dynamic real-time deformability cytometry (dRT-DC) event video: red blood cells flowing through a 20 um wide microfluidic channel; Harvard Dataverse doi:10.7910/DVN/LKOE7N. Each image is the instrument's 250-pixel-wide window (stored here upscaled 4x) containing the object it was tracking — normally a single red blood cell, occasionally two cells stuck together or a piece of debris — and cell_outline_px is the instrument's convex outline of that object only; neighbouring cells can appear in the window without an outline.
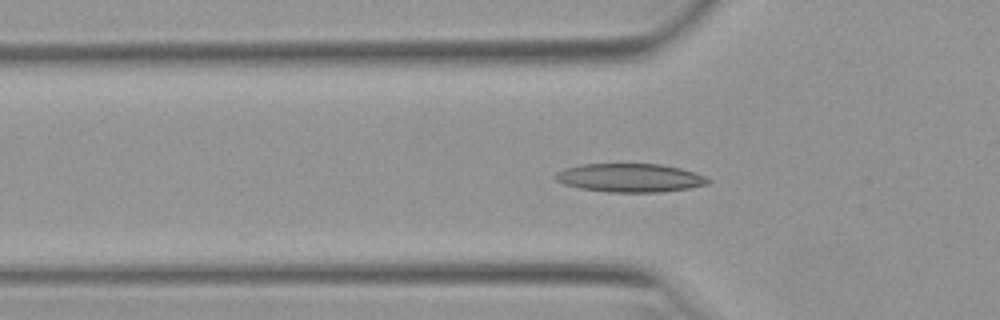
{"species": "Egyptian fruit bat (a non-hibernating species)", "species_latin": "Rousettus aegyptiacus", "temperature_condition": "warm", "stored_images_in_passage": 40, "segment_of_instrument_passage": [1, 2], "camera_frame_rate_fps": 3000, "um_per_image_px": 0.085, "animal": {"sex": "female"}, "frame": {"image": 1, "passage_image": 4, "time_ms": 1.0, "image_size_px": [1000, 320], "cell_outline_px": [[712, 180], [708, 184], [688, 188], [660, 192], [608, 192], [580, 188], [564, 184], [556, 180], [556, 172], [564, 168], [580, 164], [660, 164], [680, 168], [704, 176]], "centroid_in_image_um": [53.53, 15.11], "position_along_channel_um": 72.3, "area_um2": 25.26}}
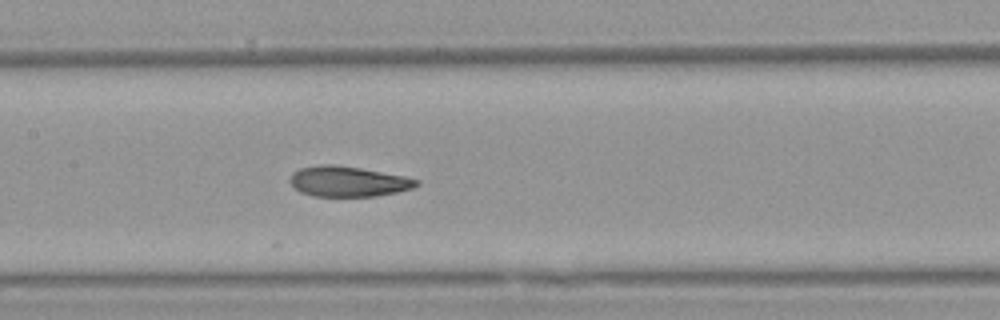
{"frame": {"image": 2, "passage_image": 12, "time_ms": 3.667, "image_size_px": [1000, 320], "cell_outline_px": [[420, 184], [412, 188], [396, 192], [376, 196], [312, 196], [300, 192], [288, 180], [292, 172], [300, 168], [320, 164], [332, 164], [360, 168], [404, 176], [420, 180]], "centroid_in_image_um": [29.57, 15.42], "position_along_channel_um": 177.8, "area_um2": 22.37}}
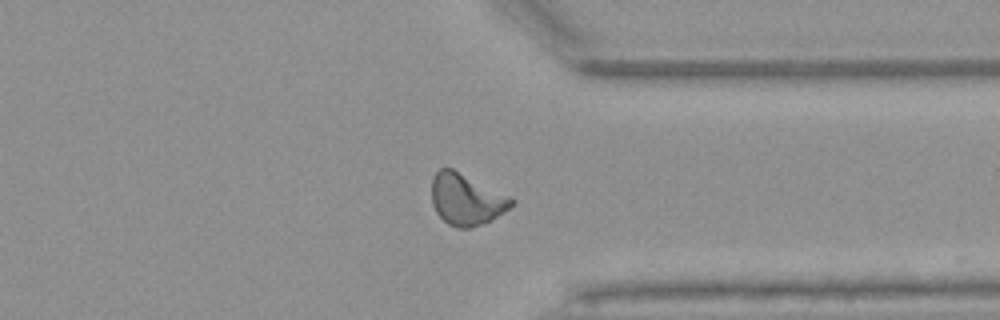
{"frame": {"image": 3, "passage_image": 27, "time_ms": 8.667, "image_size_px": [1000, 320], "cell_outline_px": [[516, 200], [508, 208], [484, 224], [468, 228], [456, 228], [448, 224], [436, 212], [432, 204], [432, 176], [440, 168], [452, 168]], "centroid_in_image_um": [39.59, 16.95], "position_along_channel_um": 371.8, "area_um2": 23.52}}